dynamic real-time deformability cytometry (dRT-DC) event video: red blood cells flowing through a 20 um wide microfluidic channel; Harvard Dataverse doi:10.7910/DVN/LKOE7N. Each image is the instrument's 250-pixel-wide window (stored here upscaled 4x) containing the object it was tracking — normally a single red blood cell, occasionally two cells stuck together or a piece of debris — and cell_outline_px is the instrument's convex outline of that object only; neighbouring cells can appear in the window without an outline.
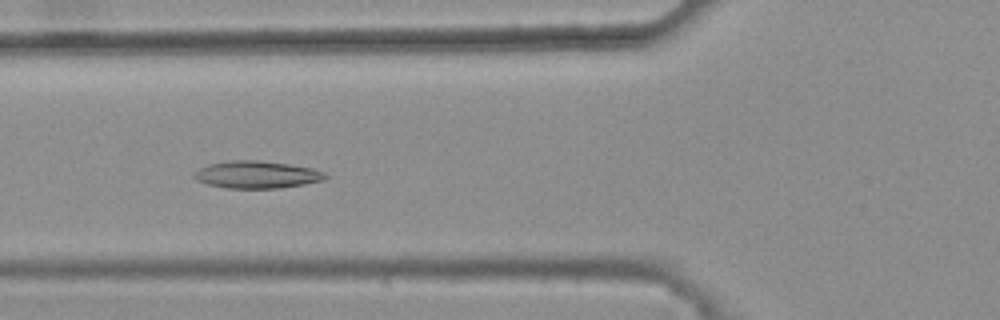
{"species": "common noctule bat (a hibernating species)", "species_latin": "Nyctalus noctula", "temperature_condition": "warm", "stored_images_in_passage": 45, "camera_frame_rate_fps": 3000, "um_per_image_px": 0.085, "animal": {"sex": "female", "body_mass_g": 25.1}, "frame": {"image": 1, "passage_image": 20, "time_ms": 6.333, "image_size_px": [1000, 320], "cell_outline_px": [[328, 176], [324, 180], [304, 184], [280, 188], [224, 188], [208, 184], [196, 180], [192, 176], [192, 172], [208, 164], [232, 160], [256, 160], [288, 164], [312, 168], [324, 172]], "centroid_in_image_um": [21.79, 14.84], "position_along_channel_um": 104.0, "area_um2": 20.92}}
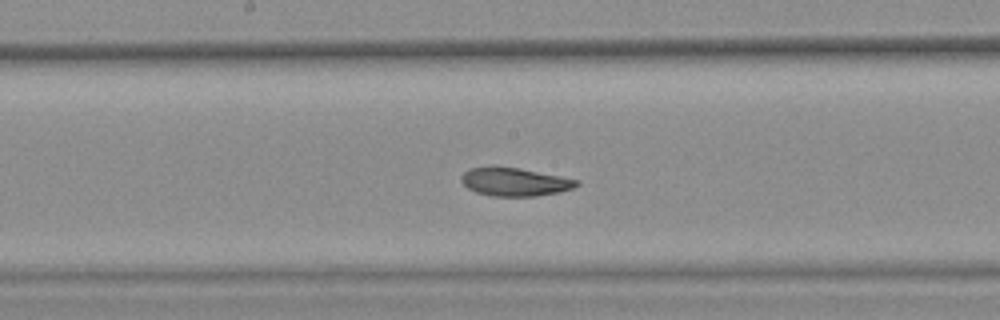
{"frame": {"image": 2, "passage_image": 28, "time_ms": 9.0, "image_size_px": [1000, 320], "cell_outline_px": [[580, 184], [572, 188], [560, 192], [536, 196], [492, 196], [476, 192], [468, 188], [460, 180], [460, 176], [468, 168], [492, 164], [496, 164], [520, 168], [580, 180]], "centroid_in_image_um": [43.7, 15.42], "position_along_channel_um": 204.5, "area_um2": 19.54}}
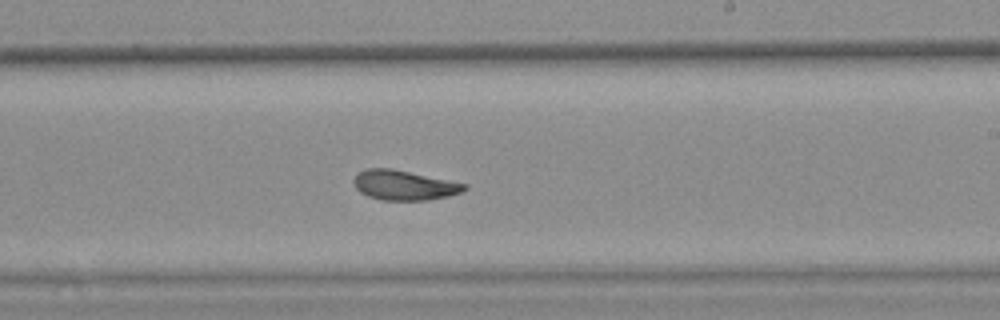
{"frame": {"image": 3, "passage_image": 32, "time_ms": 10.333, "image_size_px": [1000, 320], "cell_outline_px": [[468, 188], [460, 192], [448, 196], [428, 200], [380, 200], [368, 196], [360, 192], [356, 188], [352, 180], [360, 172], [368, 168], [392, 168], [468, 184]], "centroid_in_image_um": [34.35, 15.74], "position_along_channel_um": 254.6, "area_um2": 19.19}, "authors_computed_cell_mechanics": {"area_um2": 20.0566, "velocity_mm_per_s": 3.7754, "shape_relaxation_time_tau1_ms": 7.1626, "shape_relaxation_time_tau2_ms": 1.9744, "deformation_change_tau1": 0.1588, "deformation_change_tau2": 0.0727}}